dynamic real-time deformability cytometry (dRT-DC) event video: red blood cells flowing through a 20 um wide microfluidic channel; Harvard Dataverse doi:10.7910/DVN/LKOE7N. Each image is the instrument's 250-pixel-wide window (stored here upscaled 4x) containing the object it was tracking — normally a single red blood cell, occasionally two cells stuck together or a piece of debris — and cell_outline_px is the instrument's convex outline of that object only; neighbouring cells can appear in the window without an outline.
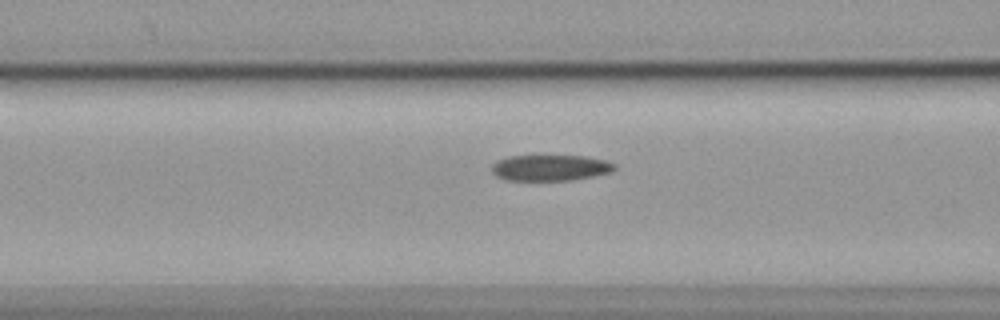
{"species": "common noctule bat (a hibernating species)", "species_latin": "Nyctalus noctula", "temperature_condition": "cold", "stored_images_in_passage": 44, "camera_frame_rate_fps": 3000, "um_per_image_px": 0.085, "animal": {"sex": "female", "body_mass_g": 19.9}, "frame": {"image": 1, "passage_image": 10, "time_ms": 3.0, "image_size_px": [1000, 320], "cell_outline_px": [[616, 168], [612, 172], [572, 180], [504, 180], [496, 176], [492, 172], [492, 164], [496, 160], [508, 156], [584, 156], [604, 160], [616, 164]], "centroid_in_image_um": [46.75, 14.26], "position_along_channel_um": 119.8, "area_um2": 18.61}}
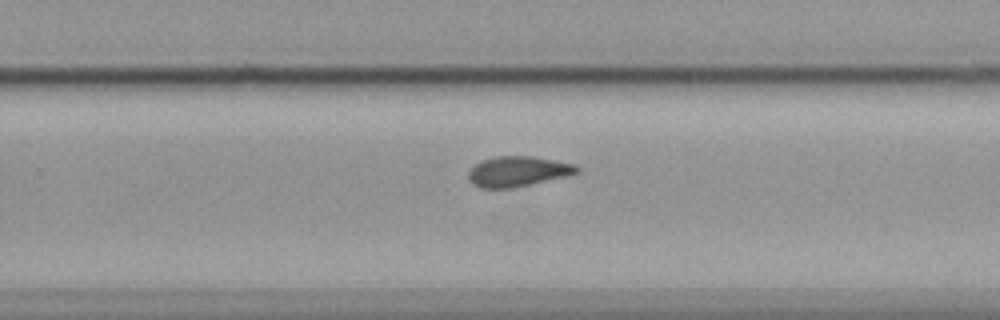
{"frame": {"image": 2, "passage_image": 24, "time_ms": 7.667, "image_size_px": [1000, 320], "cell_outline_px": [[580, 172], [568, 176], [508, 188], [480, 188], [472, 184], [468, 180], [468, 172], [480, 160], [496, 156], [532, 156], [576, 164], [580, 168]], "centroid_in_image_um": [44.02, 14.56], "position_along_channel_um": 285.8, "area_um2": 19.13}}
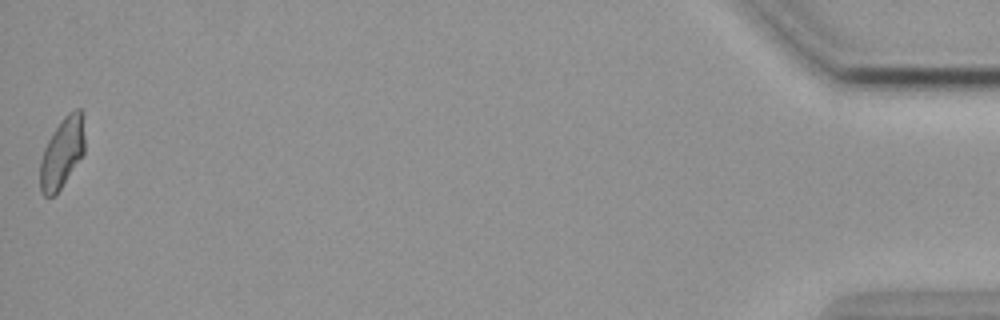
{"frame": {"image": 3, "passage_image": 44, "time_ms": 14.333, "image_size_px": [1000, 320], "cell_outline_px": [[84, 152], [60, 188], [52, 196], [44, 196], [40, 192], [40, 160], [44, 148], [48, 140], [60, 120], [68, 112], [76, 108], [80, 108], [84, 112]], "centroid_in_image_um": [5.28, 12.92], "position_along_channel_um": 429.9, "area_um2": 18.26}, "authors_computed_cell_mechanics": {"area_um2": 19.2185, "velocity_mm_per_s": 3.5715, "shape_relaxation_time_tau1_ms": null, "shape_relaxation_time_tau2_ms": 3.8163, "deformation_change_tau1": null, "deformation_change_tau2": 0.0999}}